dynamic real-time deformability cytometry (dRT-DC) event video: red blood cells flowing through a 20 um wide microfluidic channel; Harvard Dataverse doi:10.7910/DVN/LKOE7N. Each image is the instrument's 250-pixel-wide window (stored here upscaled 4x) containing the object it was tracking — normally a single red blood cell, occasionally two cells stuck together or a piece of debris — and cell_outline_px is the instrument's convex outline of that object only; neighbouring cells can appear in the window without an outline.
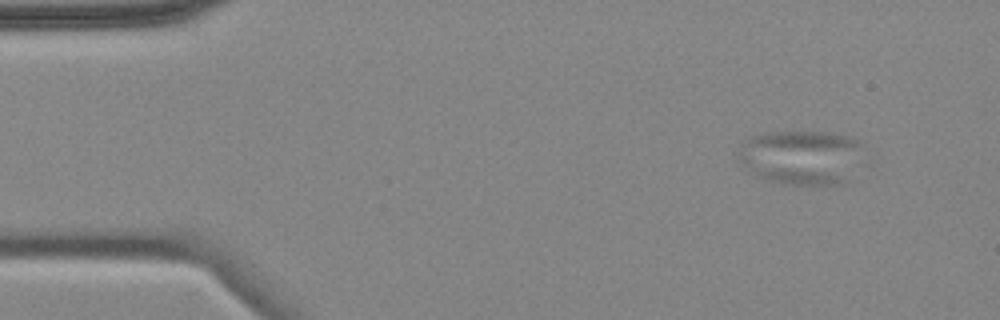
{"species": "common noctule bat (a hibernating species)", "species_latin": "Nyctalus noctula", "temperature_condition": "cold", "stored_images_in_passage": 3, "camera_frame_rate_fps": 3000, "um_per_image_px": 0.085, "animal": {"sex": "female", "body_mass_g": 18.4}, "frame": {"image": 1, "passage_image": 1, "time_ms": 0.0, "image_size_px": [1000, 320], "cell_outline_px": [[860, 144], [848, 180], [844, 184], [780, 184], [760, 176], [744, 164], [740, 160], [744, 140], [752, 136], [764, 132], [828, 132], [852, 136]], "centroid_in_image_um": [68.09, 13.34], "position_along_channel_um": 16.9, "area_um2": 38.44}}